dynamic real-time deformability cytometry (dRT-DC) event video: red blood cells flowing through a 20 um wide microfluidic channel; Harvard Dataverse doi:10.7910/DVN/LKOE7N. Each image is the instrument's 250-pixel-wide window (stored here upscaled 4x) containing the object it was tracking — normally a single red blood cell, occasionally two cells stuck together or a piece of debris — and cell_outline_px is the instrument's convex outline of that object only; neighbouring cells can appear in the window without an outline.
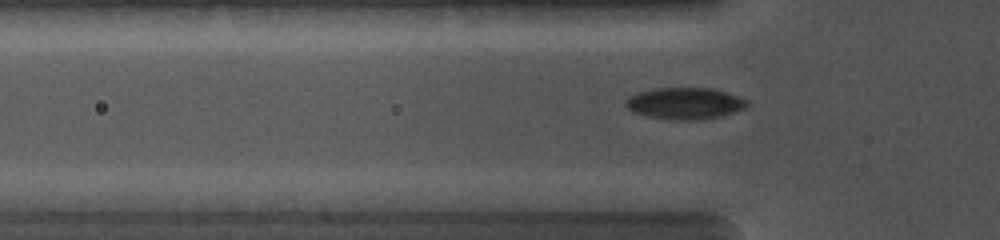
{"species": "common noctule bat (a hibernating species)", "species_latin": "Nyctalus noctula", "temperature_condition": "cold", "stored_images_in_passage": 52, "camera_frame_rate_fps": 5000, "um_per_image_px": 0.085, "animal": {"sex": "female", "body_mass_g": 19.0, "forearm_length_mm": 56.7}, "frame": {"image": 1, "passage_image": 14, "time_ms": 4.0, "image_size_px": [1000, 240], "cell_outline_px": [[748, 104], [744, 108], [720, 116], [704, 120], [672, 120], [648, 116], [632, 112], [624, 104], [624, 100], [628, 96], [640, 92], [656, 88], [712, 88], [748, 100]], "centroid_in_image_um": [58.17, 8.79], "position_along_channel_um": 67.6, "area_um2": 22.31}}
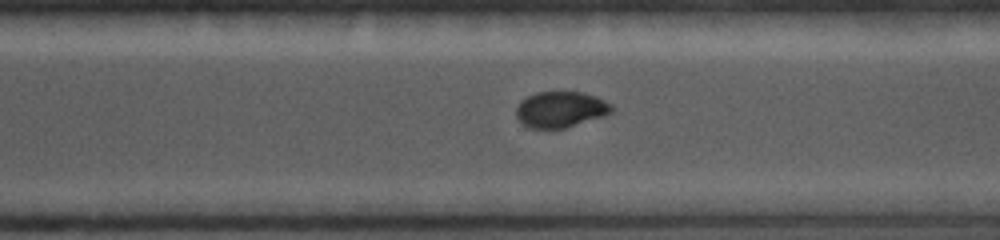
{"frame": {"image": 2, "passage_image": 36, "time_ms": 9.6, "image_size_px": [1000, 240], "cell_outline_px": [[616, 108], [612, 112], [604, 116], [564, 128], [528, 128], [516, 116], [516, 108], [520, 100], [536, 92], [584, 92], [596, 96], [612, 104]], "centroid_in_image_um": [47.68, 9.29], "position_along_channel_um": 322.9, "area_um2": 20.11}}
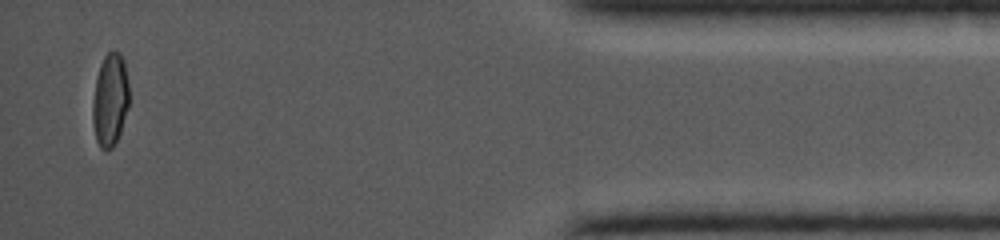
{"frame": {"image": 3, "passage_image": 49, "time_ms": 13.0, "image_size_px": [1000, 240], "cell_outline_px": [[128, 108], [120, 132], [112, 148], [108, 152], [104, 152], [100, 148], [96, 140], [92, 124], [92, 104], [96, 76], [100, 64], [104, 56], [112, 48], [120, 52], [124, 60], [128, 80]], "centroid_in_image_um": [9.34, 8.48], "position_along_channel_um": 425.9, "area_um2": 20.17}}